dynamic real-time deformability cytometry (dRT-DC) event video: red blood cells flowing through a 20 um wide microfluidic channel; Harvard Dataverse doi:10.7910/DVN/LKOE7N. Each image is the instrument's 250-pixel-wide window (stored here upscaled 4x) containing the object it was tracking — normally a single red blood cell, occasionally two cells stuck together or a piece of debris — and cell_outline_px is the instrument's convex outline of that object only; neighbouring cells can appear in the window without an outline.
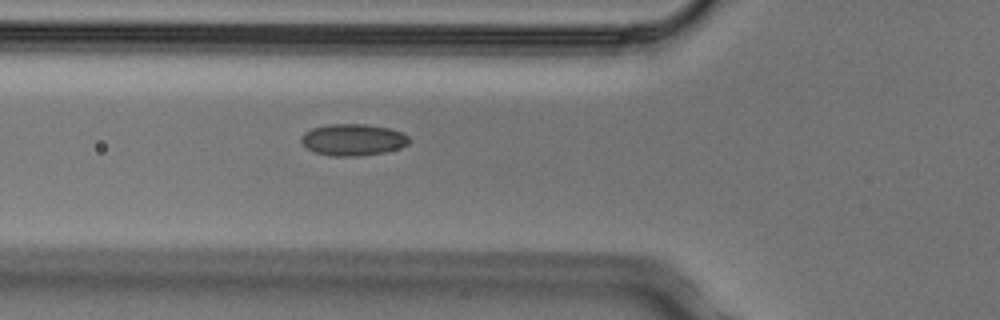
{"species": "Egyptian fruit bat (a non-hibernating species)", "species_latin": "Rousettus aegyptiacus", "temperature_condition": "cold", "stored_images_in_passage": 2, "camera_frame_rate_fps": 3000, "um_per_image_px": 0.085, "animal": {"sex": "male"}, "frame": {"image": 1, "passage_image": 2, "time_ms": 0.333, "image_size_px": [1000, 320], "cell_outline_px": [[408, 144], [384, 152], [360, 156], [332, 156], [316, 152], [308, 148], [300, 140], [300, 136], [304, 132], [312, 128], [328, 124], [364, 124], [388, 128], [404, 132], [408, 136]], "centroid_in_image_um": [29.98, 11.87], "position_along_channel_um": 95.8, "area_um2": 19.77}}